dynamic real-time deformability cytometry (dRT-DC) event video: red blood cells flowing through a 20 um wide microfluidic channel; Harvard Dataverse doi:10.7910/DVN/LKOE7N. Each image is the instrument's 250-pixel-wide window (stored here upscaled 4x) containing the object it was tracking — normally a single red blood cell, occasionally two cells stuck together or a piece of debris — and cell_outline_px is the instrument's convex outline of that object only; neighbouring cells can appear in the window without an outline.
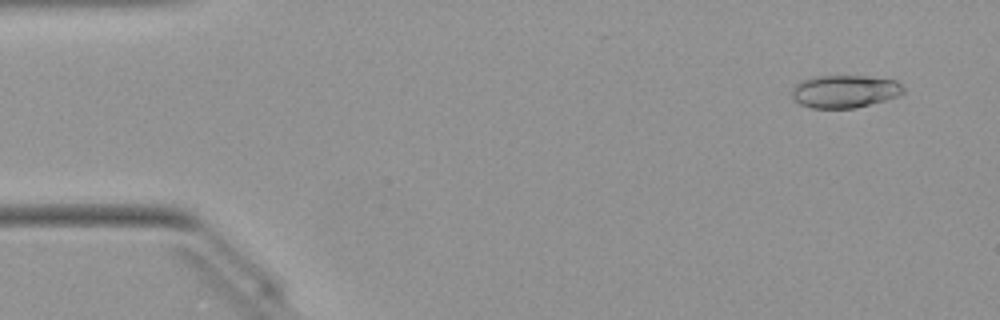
{"species": "Egyptian fruit bat (a non-hibernating species)", "species_latin": "Rousettus aegyptiacus", "temperature_condition": "warm", "stored_images_in_passage": 16, "camera_frame_rate_fps": 3000, "um_per_image_px": 0.085, "animal": {"sex": "female"}, "frame": {"image": 1, "passage_image": 3, "time_ms": 0.667, "image_size_px": [1000, 320], "cell_outline_px": [[904, 92], [900, 96], [856, 108], [812, 108], [800, 104], [792, 96], [792, 88], [796, 84], [804, 80], [820, 76], [868, 76], [896, 80], [904, 88]], "centroid_in_image_um": [71.84, 7.77], "position_along_channel_um": 13.2, "area_um2": 21.21}}
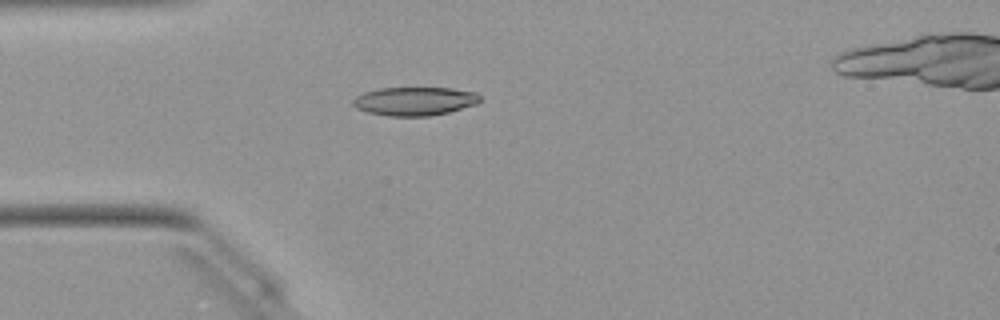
{"frame": {"image": 2, "passage_image": 13, "time_ms": 4.0, "image_size_px": [1000, 320], "cell_outline_px": [[480, 100], [476, 104], [448, 112], [428, 116], [388, 116], [368, 112], [356, 108], [352, 104], [352, 100], [356, 96], [364, 92], [380, 88], [452, 88], [476, 92], [480, 96]], "centroid_in_image_um": [35.23, 8.6], "position_along_channel_um": 49.8, "area_um2": 21.1}}